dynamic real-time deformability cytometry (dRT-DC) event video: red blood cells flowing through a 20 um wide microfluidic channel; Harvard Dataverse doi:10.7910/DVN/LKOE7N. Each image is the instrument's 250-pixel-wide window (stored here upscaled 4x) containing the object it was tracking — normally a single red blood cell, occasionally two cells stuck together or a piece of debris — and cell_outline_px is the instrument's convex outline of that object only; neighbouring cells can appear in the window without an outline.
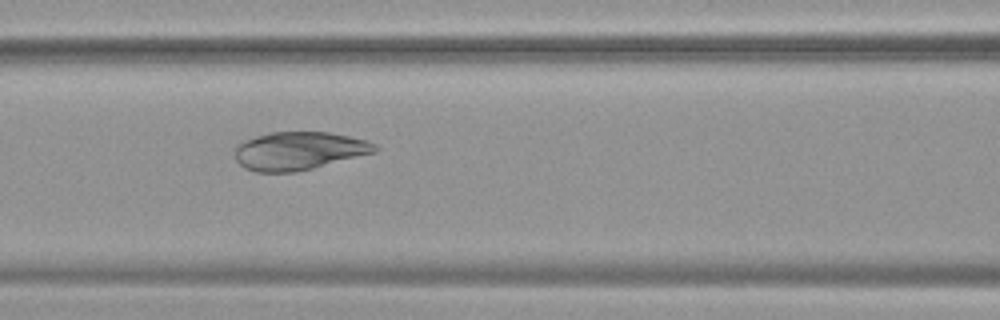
{"species": "common noctule bat (a hibernating species)", "species_latin": "Nyctalus noctula", "temperature_condition": "warm", "stored_images_in_passage": 9, "camera_frame_rate_fps": 3000, "um_per_image_px": 0.085, "animal": {"sex": "female", "body_mass_g": 19.9}, "frame": {"image": 1, "passage_image": 6, "time_ms": 1.667, "image_size_px": [1000, 320], "cell_outline_px": [[380, 148], [376, 152], [296, 172], [256, 172], [244, 168], [236, 160], [236, 144], [240, 140], [268, 132], [328, 132], [368, 140], [376, 144]], "centroid_in_image_um": [25.38, 12.81], "position_along_channel_um": 141.2, "area_um2": 31.33}}
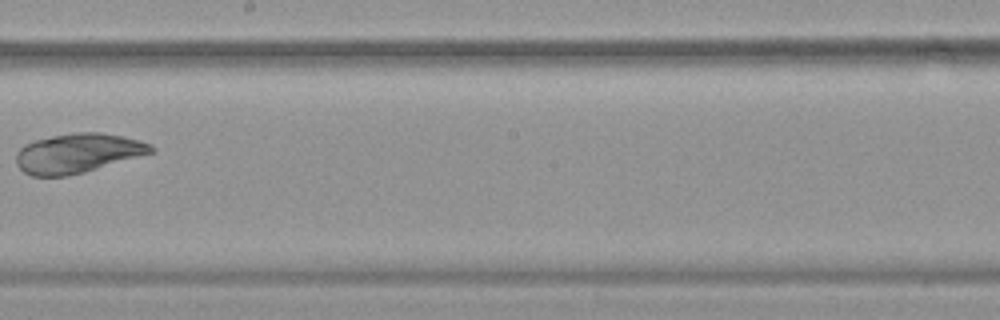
{"frame": {"image": 2, "passage_image": 8, "time_ms": 2.333, "image_size_px": [1000, 320], "cell_outline_px": [[156, 152], [84, 172], [68, 176], [32, 176], [24, 172], [16, 164], [16, 152], [24, 144], [36, 140], [52, 136], [76, 132], [100, 132], [124, 136], [152, 144], [156, 148]], "centroid_in_image_um": [6.64, 13.02], "position_along_channel_um": 241.6, "area_um2": 31.21}}
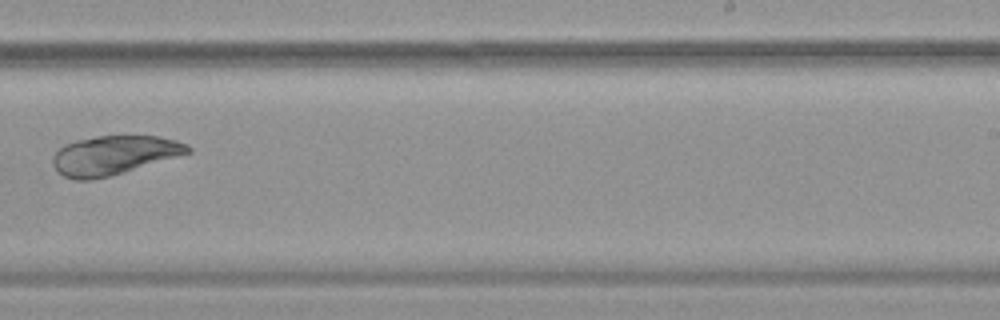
{"frame": {"image": 3, "passage_image": 9, "time_ms": 2.667, "image_size_px": [1000, 320], "cell_outline_px": [[192, 152], [112, 176], [92, 180], [76, 180], [64, 176], [56, 172], [52, 164], [52, 156], [64, 144], [76, 140], [96, 136], [160, 136], [176, 140], [188, 144], [192, 148]], "centroid_in_image_um": [9.67, 13.2], "position_along_channel_um": 279.3, "area_um2": 31.04}}